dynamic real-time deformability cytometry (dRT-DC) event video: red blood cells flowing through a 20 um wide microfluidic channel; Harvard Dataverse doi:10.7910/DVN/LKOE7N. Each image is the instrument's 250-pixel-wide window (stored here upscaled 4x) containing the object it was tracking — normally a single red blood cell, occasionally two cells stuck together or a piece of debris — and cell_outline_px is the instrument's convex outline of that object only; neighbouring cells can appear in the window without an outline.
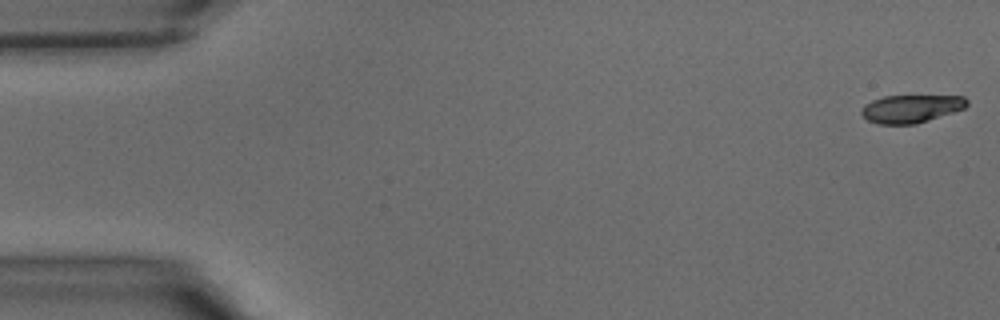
{"species": "common noctule bat (a hibernating species)", "species_latin": "Nyctalus noctula", "temperature_condition": "warm", "stored_images_in_passage": 40, "camera_frame_rate_fps": 3000, "um_per_image_px": 0.085, "animal": {"sex": "male", "body_mass_g": 15.6}, "frame": {"image": 1, "passage_image": 1, "time_ms": 0.0, "image_size_px": [1000, 320], "cell_outline_px": [[968, 104], [964, 108], [916, 124], [880, 124], [868, 120], [860, 112], [864, 104], [872, 100], [884, 96], [964, 96], [968, 100]], "centroid_in_image_um": [77.43, 9.23], "position_along_channel_um": 7.6, "area_um2": 16.99}}
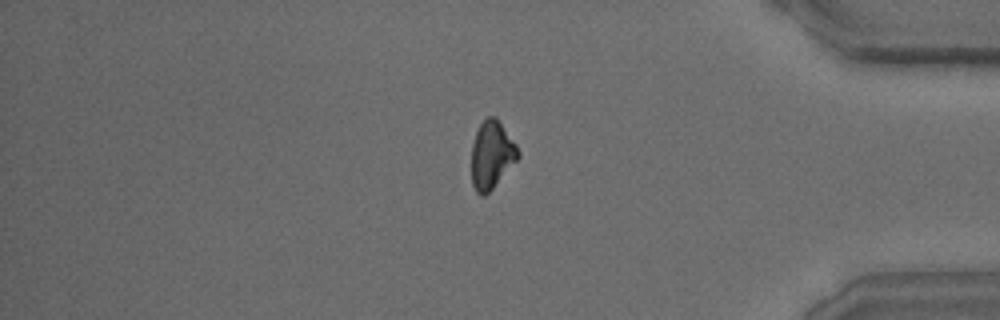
{"frame": {"image": 2, "passage_image": 34, "time_ms": 11.0, "image_size_px": [1000, 320], "cell_outline_px": [[520, 156], [492, 188], [484, 196], [480, 196], [476, 192], [472, 184], [472, 144], [476, 132], [480, 124], [488, 116], [496, 116], [516, 144], [520, 152]], "centroid_in_image_um": [41.79, 13.15], "position_along_channel_um": 393.4, "area_um2": 18.21}}
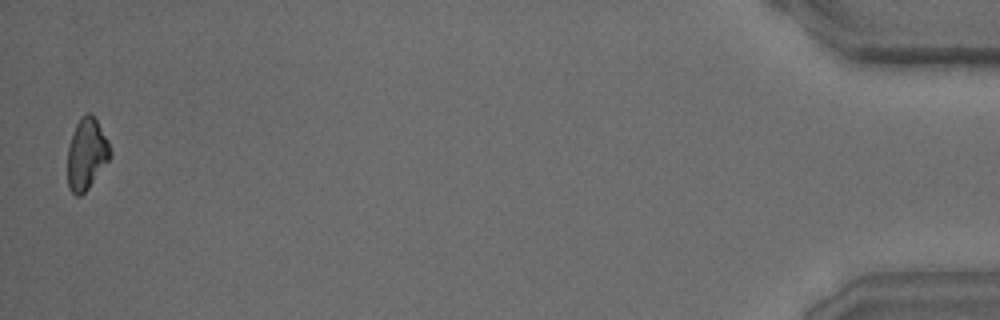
{"frame": {"image": 3, "passage_image": 40, "time_ms": 13.0, "image_size_px": [1000, 320], "cell_outline_px": [[112, 156], [88, 188], [80, 196], [76, 196], [68, 188], [68, 148], [76, 124], [80, 116], [88, 112], [92, 112], [108, 140], [112, 152]], "centroid_in_image_um": [7.37, 13.07], "position_along_channel_um": 427.8, "area_um2": 17.74}}